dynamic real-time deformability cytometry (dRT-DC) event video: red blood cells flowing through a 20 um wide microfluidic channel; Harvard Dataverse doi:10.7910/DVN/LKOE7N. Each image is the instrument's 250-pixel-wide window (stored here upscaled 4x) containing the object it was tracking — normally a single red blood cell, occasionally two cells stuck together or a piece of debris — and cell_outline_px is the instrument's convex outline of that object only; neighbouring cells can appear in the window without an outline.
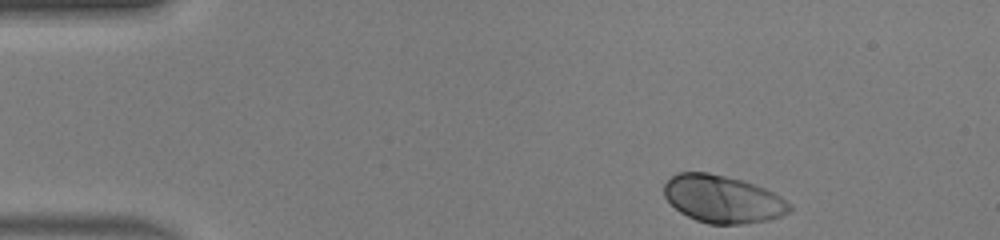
{"species": "human", "species_latin": "Homo sapiens", "temperature_condition": "warm", "stored_images_in_passage": 44, "camera_frame_rate_fps": 3000, "um_per_image_px": 0.085, "donor": {"sex": "male"}, "frame": {"image": 1, "passage_image": 1, "time_ms": 0.0, "image_size_px": [1000, 240], "cell_outline_px": [[792, 208], [788, 212], [780, 216], [768, 220], [744, 224], [708, 224], [696, 220], [680, 212], [664, 196], [664, 184], [676, 172], [708, 172], [744, 180], [764, 188], [780, 196], [792, 204]], "centroid_in_image_um": [61.43, 16.92], "position_along_channel_um": 23.6, "area_um2": 34.8}}
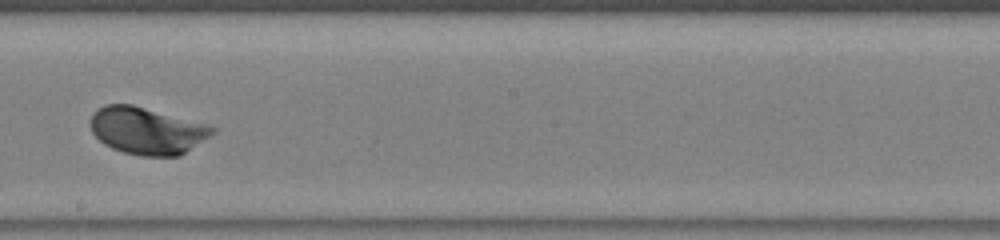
{"frame": {"image": 2, "passage_image": 23, "time_ms": 7.333, "image_size_px": [1000, 240], "cell_outline_px": [[216, 132], [180, 156], [144, 156], [124, 152], [112, 148], [104, 144], [92, 132], [88, 120], [104, 104], [132, 104], [208, 124], [216, 128]], "centroid_in_image_um": [12.5, 11.1], "position_along_channel_um": 235.7, "area_um2": 33.47}}
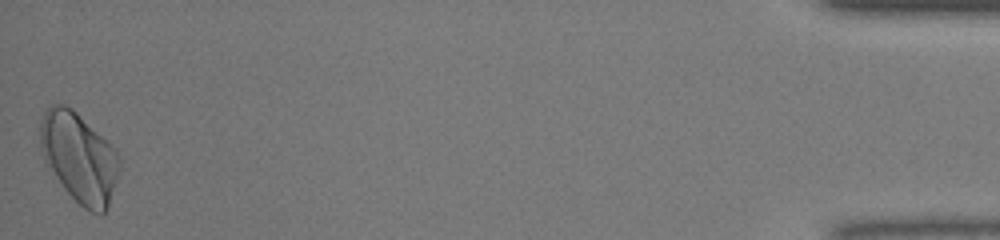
{"frame": {"image": 3, "passage_image": 44, "time_ms": 14.333, "image_size_px": [1000, 240], "cell_outline_px": [[120, 168], [108, 208], [100, 216], [88, 212], [64, 188], [44, 160], [40, 144], [40, 120], [44, 112], [52, 104], [64, 104], [72, 108], [108, 140], [116, 148], [120, 156]], "centroid_in_image_um": [6.76, 13.38], "position_along_channel_um": 428.4, "area_um2": 41.62}, "authors_computed_cell_mechanics": {"area_um2": 33.3217, "velocity_mm_per_s": 4.0839, "shape_relaxation_time_tau1_ms": 1.6285, "shape_relaxation_time_tau2_ms": null, "deformation_change_tau1": 0.1376, "deformation_change_tau2": null}}